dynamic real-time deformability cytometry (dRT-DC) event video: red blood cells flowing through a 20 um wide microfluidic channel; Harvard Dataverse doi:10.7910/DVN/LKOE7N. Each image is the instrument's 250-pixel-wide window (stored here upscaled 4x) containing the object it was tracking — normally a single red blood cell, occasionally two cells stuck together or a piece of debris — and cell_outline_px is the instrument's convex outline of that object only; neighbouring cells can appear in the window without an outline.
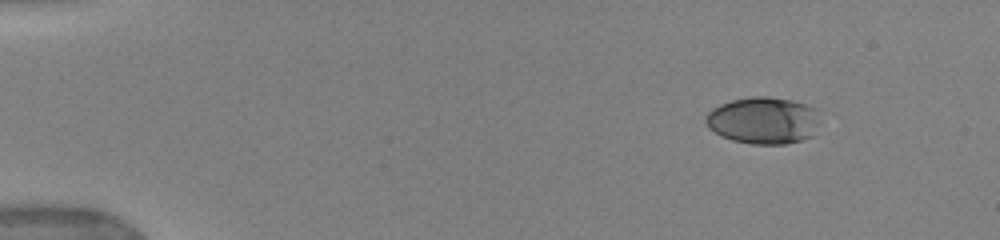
{"species": "human", "species_latin": "Homo sapiens", "temperature_condition": "warm", "stored_images_in_passage": 9, "camera_frame_rate_fps": 3000, "um_per_image_px": 0.085, "donor": {"sex": "female"}, "frame": {"image": 1, "passage_image": 1, "time_ms": 0.0, "image_size_px": [1000, 240], "cell_outline_px": [[820, 124], [812, 136], [800, 140], [784, 144], [752, 144], [732, 140], [720, 136], [708, 128], [704, 120], [708, 112], [712, 108], [720, 104], [732, 100], [752, 96], [764, 96], [792, 100], [816, 108]], "centroid_in_image_um": [64.87, 10.24], "position_along_channel_um": 20.1, "area_um2": 31.5}}
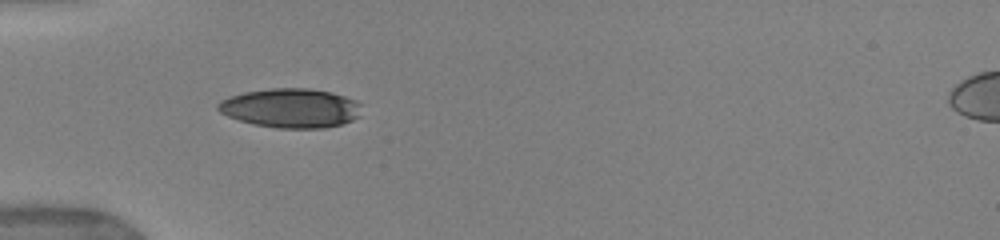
{"frame": {"image": 2, "passage_image": 7, "time_ms": 3.667, "image_size_px": [1000, 240], "cell_outline_px": [[360, 116], [344, 124], [324, 128], [276, 128], [252, 124], [228, 116], [220, 112], [216, 108], [216, 104], [220, 100], [228, 96], [244, 92], [268, 88], [308, 88], [332, 92], [356, 100], [360, 104]], "centroid_in_image_um": [24.7, 9.18], "position_along_channel_um": 60.3, "area_um2": 33.18}}